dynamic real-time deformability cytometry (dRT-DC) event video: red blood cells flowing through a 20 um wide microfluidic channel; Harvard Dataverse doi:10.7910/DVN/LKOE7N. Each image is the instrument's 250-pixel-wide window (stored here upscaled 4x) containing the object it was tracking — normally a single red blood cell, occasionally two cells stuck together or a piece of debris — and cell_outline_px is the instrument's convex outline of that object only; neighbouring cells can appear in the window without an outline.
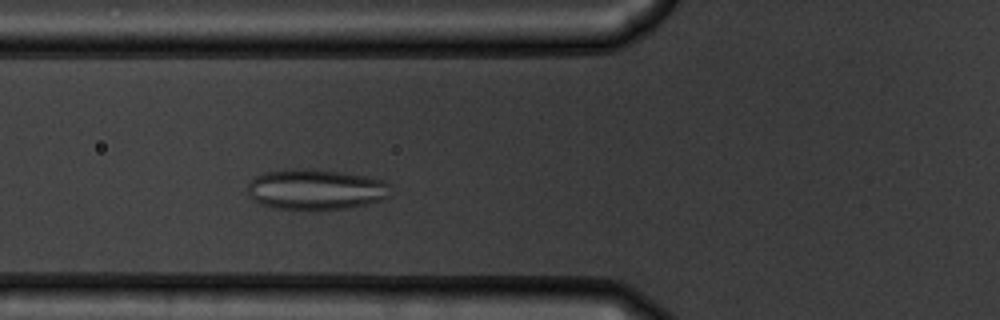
{"species": "common noctule bat (a hibernating species)", "species_latin": "Nyctalus noctula", "temperature_condition": "warm", "stored_images_in_passage": 49, "camera_frame_rate_fps": 3000, "um_per_image_px": 0.085, "animal": {"sex": "male", "body_mass_g": 19.5, "forearm_length_mm": 54.6}, "frame": {"image": 1, "passage_image": 13, "time_ms": 4.0, "image_size_px": [1000, 320], "cell_outline_px": [[388, 196], [380, 200], [368, 204], [348, 208], [316, 212], [272, 208], [260, 204], [252, 200], [248, 192], [248, 184], [256, 176], [264, 172], [300, 168], [312, 168], [340, 172], [364, 176], [384, 180], [388, 184]], "centroid_in_image_um": [26.79, 16.14], "position_along_channel_um": 99.0, "area_um2": 34.45}}
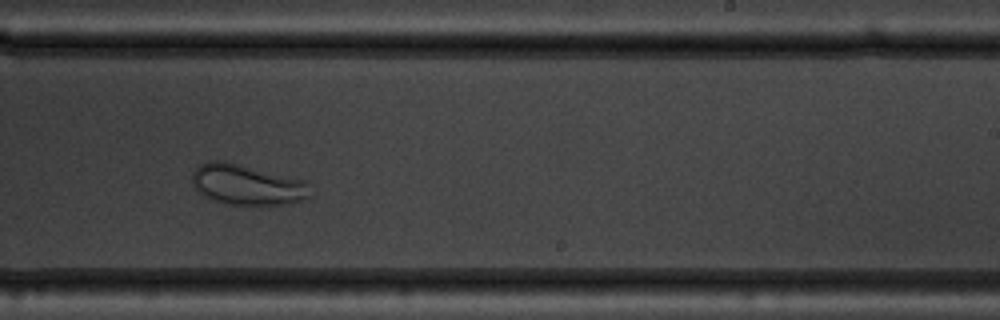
{"frame": {"image": 2, "passage_image": 27, "time_ms": 8.667, "image_size_px": [1000, 320], "cell_outline_px": [[308, 196], [284, 204], [224, 204], [208, 200], [192, 184], [192, 172], [200, 164], [208, 160], [224, 160], [308, 180]], "centroid_in_image_um": [20.93, 15.67], "position_along_channel_um": 268.1, "area_um2": 27.92}}
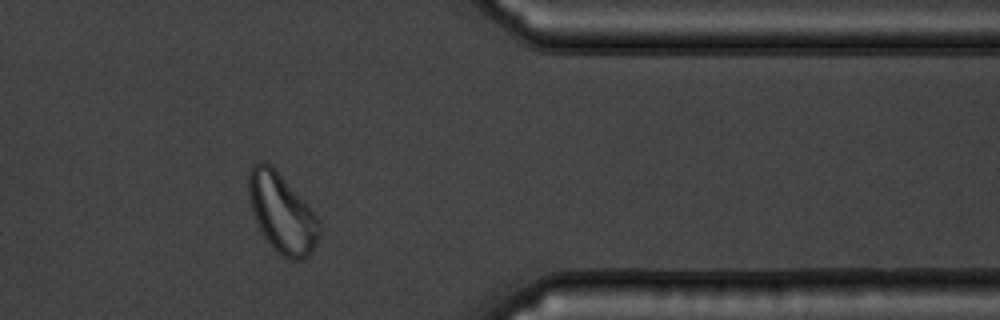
{"frame": {"image": 3, "passage_image": 38, "time_ms": 12.333, "image_size_px": [1000, 320], "cell_outline_px": [[320, 232], [316, 244], [312, 252], [308, 256], [300, 260], [292, 260], [284, 256], [260, 232], [248, 196], [248, 168], [252, 164], [260, 160], [264, 160], [272, 164], [320, 220]], "centroid_in_image_um": [23.94, 18.05], "position_along_channel_um": 387.5, "area_um2": 32.37}}